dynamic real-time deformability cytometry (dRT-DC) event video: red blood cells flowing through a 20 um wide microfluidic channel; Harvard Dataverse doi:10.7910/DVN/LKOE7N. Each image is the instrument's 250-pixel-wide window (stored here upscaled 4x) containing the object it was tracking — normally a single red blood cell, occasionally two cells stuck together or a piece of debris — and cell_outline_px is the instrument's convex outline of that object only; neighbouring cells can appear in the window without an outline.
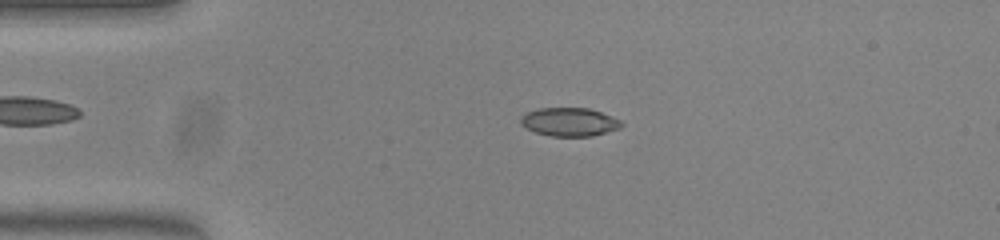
{"species": "common noctule bat (a hibernating species)", "species_latin": "Nyctalus noctula", "temperature_condition": "warm", "stored_images_in_passage": 51, "camera_frame_rate_fps": 3000, "um_per_image_px": 0.085, "animal": {"sex": "female", "body_mass_g": 23.0, "forearm_length_mm": 53.4}, "frame": {"image": 1, "passage_image": 11, "time_ms": 3.333, "image_size_px": [1000, 240], "cell_outline_px": [[624, 124], [620, 128], [592, 136], [552, 136], [536, 132], [520, 124], [520, 116], [528, 112], [540, 108], [588, 108], [600, 112], [620, 120]], "centroid_in_image_um": [48.4, 10.36], "position_along_channel_um": 36.6, "area_um2": 16.53}}
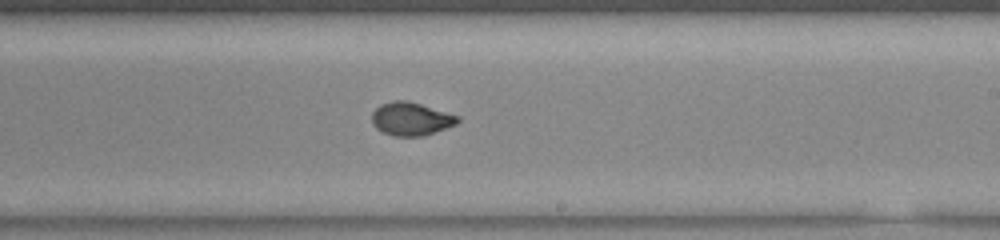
{"frame": {"image": 2, "passage_image": 30, "time_ms": 9.667, "image_size_px": [1000, 240], "cell_outline_px": [[460, 120], [456, 124], [424, 136], [396, 136], [384, 132], [376, 128], [372, 124], [372, 112], [380, 104], [392, 100], [404, 100], [420, 104], [460, 116]], "centroid_in_image_um": [34.93, 10.1], "position_along_channel_um": 254.1, "area_um2": 16.53}}
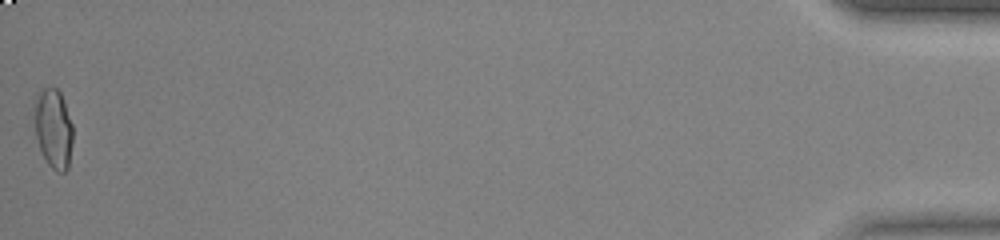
{"frame": {"image": 3, "passage_image": 51, "time_ms": 16.667, "image_size_px": [1000, 240], "cell_outline_px": [[72, 144], [68, 168], [64, 172], [56, 172], [48, 164], [40, 152], [36, 136], [32, 100], [44, 88], [56, 88], [60, 92], [72, 124]], "centroid_in_image_um": [4.51, 10.93], "position_along_channel_um": 430.7, "area_um2": 18.03}}